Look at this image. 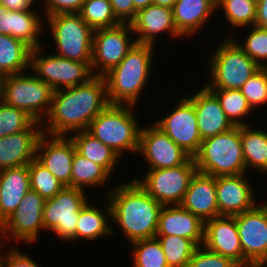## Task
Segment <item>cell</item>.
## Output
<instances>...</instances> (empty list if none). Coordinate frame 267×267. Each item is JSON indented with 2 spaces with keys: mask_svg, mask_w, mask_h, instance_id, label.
<instances>
[{
  "mask_svg": "<svg viewBox=\"0 0 267 267\" xmlns=\"http://www.w3.org/2000/svg\"><path fill=\"white\" fill-rule=\"evenodd\" d=\"M108 105L103 76H94L85 84L56 90L49 113L41 123L43 134L69 137V133L87 130Z\"/></svg>",
  "mask_w": 267,
  "mask_h": 267,
  "instance_id": "1",
  "label": "cell"
},
{
  "mask_svg": "<svg viewBox=\"0 0 267 267\" xmlns=\"http://www.w3.org/2000/svg\"><path fill=\"white\" fill-rule=\"evenodd\" d=\"M109 189L111 222L120 227L130 243L154 238L162 205L131 179Z\"/></svg>",
  "mask_w": 267,
  "mask_h": 267,
  "instance_id": "2",
  "label": "cell"
},
{
  "mask_svg": "<svg viewBox=\"0 0 267 267\" xmlns=\"http://www.w3.org/2000/svg\"><path fill=\"white\" fill-rule=\"evenodd\" d=\"M154 47L135 43L124 59L103 75L109 104L136 106L139 103L152 72Z\"/></svg>",
  "mask_w": 267,
  "mask_h": 267,
  "instance_id": "3",
  "label": "cell"
},
{
  "mask_svg": "<svg viewBox=\"0 0 267 267\" xmlns=\"http://www.w3.org/2000/svg\"><path fill=\"white\" fill-rule=\"evenodd\" d=\"M134 105L109 104L88 126L87 132L114 150L120 157L124 152L137 153L140 123Z\"/></svg>",
  "mask_w": 267,
  "mask_h": 267,
  "instance_id": "4",
  "label": "cell"
},
{
  "mask_svg": "<svg viewBox=\"0 0 267 267\" xmlns=\"http://www.w3.org/2000/svg\"><path fill=\"white\" fill-rule=\"evenodd\" d=\"M197 172L210 176L247 173L243 157L240 126L202 140L194 157Z\"/></svg>",
  "mask_w": 267,
  "mask_h": 267,
  "instance_id": "5",
  "label": "cell"
},
{
  "mask_svg": "<svg viewBox=\"0 0 267 267\" xmlns=\"http://www.w3.org/2000/svg\"><path fill=\"white\" fill-rule=\"evenodd\" d=\"M212 53L209 55V74L207 73L210 80L205 83L210 90H240L260 69L231 37L226 36Z\"/></svg>",
  "mask_w": 267,
  "mask_h": 267,
  "instance_id": "6",
  "label": "cell"
},
{
  "mask_svg": "<svg viewBox=\"0 0 267 267\" xmlns=\"http://www.w3.org/2000/svg\"><path fill=\"white\" fill-rule=\"evenodd\" d=\"M51 39L56 48L55 55L68 60L91 63L94 30L78 13L47 16Z\"/></svg>",
  "mask_w": 267,
  "mask_h": 267,
  "instance_id": "7",
  "label": "cell"
},
{
  "mask_svg": "<svg viewBox=\"0 0 267 267\" xmlns=\"http://www.w3.org/2000/svg\"><path fill=\"white\" fill-rule=\"evenodd\" d=\"M45 47L31 51L30 70L54 91L85 84L94 77L91 63L68 60L53 53L45 55Z\"/></svg>",
  "mask_w": 267,
  "mask_h": 267,
  "instance_id": "8",
  "label": "cell"
},
{
  "mask_svg": "<svg viewBox=\"0 0 267 267\" xmlns=\"http://www.w3.org/2000/svg\"><path fill=\"white\" fill-rule=\"evenodd\" d=\"M53 88L34 74L8 75L3 102L25 111L35 121L42 123L50 110Z\"/></svg>",
  "mask_w": 267,
  "mask_h": 267,
  "instance_id": "9",
  "label": "cell"
},
{
  "mask_svg": "<svg viewBox=\"0 0 267 267\" xmlns=\"http://www.w3.org/2000/svg\"><path fill=\"white\" fill-rule=\"evenodd\" d=\"M89 200L86 191L65 186L53 198L47 199L43 207L45 231H51L60 240L76 241V226L80 209Z\"/></svg>",
  "mask_w": 267,
  "mask_h": 267,
  "instance_id": "10",
  "label": "cell"
},
{
  "mask_svg": "<svg viewBox=\"0 0 267 267\" xmlns=\"http://www.w3.org/2000/svg\"><path fill=\"white\" fill-rule=\"evenodd\" d=\"M143 178H132L162 206L180 205L189 187L191 178L197 172L196 162L191 158L187 163L174 168L147 169Z\"/></svg>",
  "mask_w": 267,
  "mask_h": 267,
  "instance_id": "11",
  "label": "cell"
},
{
  "mask_svg": "<svg viewBox=\"0 0 267 267\" xmlns=\"http://www.w3.org/2000/svg\"><path fill=\"white\" fill-rule=\"evenodd\" d=\"M43 199L30 189L21 200L18 208L0 225V239L7 242L36 243L43 224Z\"/></svg>",
  "mask_w": 267,
  "mask_h": 267,
  "instance_id": "12",
  "label": "cell"
},
{
  "mask_svg": "<svg viewBox=\"0 0 267 267\" xmlns=\"http://www.w3.org/2000/svg\"><path fill=\"white\" fill-rule=\"evenodd\" d=\"M133 34L129 23L94 30L91 59L94 76H103L124 59L136 43Z\"/></svg>",
  "mask_w": 267,
  "mask_h": 267,
  "instance_id": "13",
  "label": "cell"
},
{
  "mask_svg": "<svg viewBox=\"0 0 267 267\" xmlns=\"http://www.w3.org/2000/svg\"><path fill=\"white\" fill-rule=\"evenodd\" d=\"M233 216L243 252V267L267 266V202Z\"/></svg>",
  "mask_w": 267,
  "mask_h": 267,
  "instance_id": "14",
  "label": "cell"
},
{
  "mask_svg": "<svg viewBox=\"0 0 267 267\" xmlns=\"http://www.w3.org/2000/svg\"><path fill=\"white\" fill-rule=\"evenodd\" d=\"M157 121L154 124L192 158L198 154L202 139L198 130L194 104L187 95L178 100L169 115Z\"/></svg>",
  "mask_w": 267,
  "mask_h": 267,
  "instance_id": "15",
  "label": "cell"
},
{
  "mask_svg": "<svg viewBox=\"0 0 267 267\" xmlns=\"http://www.w3.org/2000/svg\"><path fill=\"white\" fill-rule=\"evenodd\" d=\"M151 124L141 128L137 151L138 155L144 156L148 169L174 168L192 158L154 123Z\"/></svg>",
  "mask_w": 267,
  "mask_h": 267,
  "instance_id": "16",
  "label": "cell"
},
{
  "mask_svg": "<svg viewBox=\"0 0 267 267\" xmlns=\"http://www.w3.org/2000/svg\"><path fill=\"white\" fill-rule=\"evenodd\" d=\"M75 151L70 137L42 134L36 146V159L65 186L71 187V168Z\"/></svg>",
  "mask_w": 267,
  "mask_h": 267,
  "instance_id": "17",
  "label": "cell"
},
{
  "mask_svg": "<svg viewBox=\"0 0 267 267\" xmlns=\"http://www.w3.org/2000/svg\"><path fill=\"white\" fill-rule=\"evenodd\" d=\"M245 176H248L247 173L216 176V196L220 216L233 217L258 204L253 195L251 181Z\"/></svg>",
  "mask_w": 267,
  "mask_h": 267,
  "instance_id": "18",
  "label": "cell"
},
{
  "mask_svg": "<svg viewBox=\"0 0 267 267\" xmlns=\"http://www.w3.org/2000/svg\"><path fill=\"white\" fill-rule=\"evenodd\" d=\"M203 246L243 267V252L234 217L220 216L204 222Z\"/></svg>",
  "mask_w": 267,
  "mask_h": 267,
  "instance_id": "19",
  "label": "cell"
},
{
  "mask_svg": "<svg viewBox=\"0 0 267 267\" xmlns=\"http://www.w3.org/2000/svg\"><path fill=\"white\" fill-rule=\"evenodd\" d=\"M130 24L136 43L155 46L156 38L163 33L169 34L171 38H183L175 27L173 9L160 5L150 4L139 10Z\"/></svg>",
  "mask_w": 267,
  "mask_h": 267,
  "instance_id": "20",
  "label": "cell"
},
{
  "mask_svg": "<svg viewBox=\"0 0 267 267\" xmlns=\"http://www.w3.org/2000/svg\"><path fill=\"white\" fill-rule=\"evenodd\" d=\"M42 134L41 123L34 120L25 130L0 138V170L24 166L34 160Z\"/></svg>",
  "mask_w": 267,
  "mask_h": 267,
  "instance_id": "21",
  "label": "cell"
},
{
  "mask_svg": "<svg viewBox=\"0 0 267 267\" xmlns=\"http://www.w3.org/2000/svg\"><path fill=\"white\" fill-rule=\"evenodd\" d=\"M194 104L201 139L229 131L234 126L227 119L216 95L205 85L187 96Z\"/></svg>",
  "mask_w": 267,
  "mask_h": 267,
  "instance_id": "22",
  "label": "cell"
},
{
  "mask_svg": "<svg viewBox=\"0 0 267 267\" xmlns=\"http://www.w3.org/2000/svg\"><path fill=\"white\" fill-rule=\"evenodd\" d=\"M156 235L188 238L197 246H202L204 222L181 205H165L159 213Z\"/></svg>",
  "mask_w": 267,
  "mask_h": 267,
  "instance_id": "23",
  "label": "cell"
},
{
  "mask_svg": "<svg viewBox=\"0 0 267 267\" xmlns=\"http://www.w3.org/2000/svg\"><path fill=\"white\" fill-rule=\"evenodd\" d=\"M180 205L203 222L220 217L217 206L216 177L196 172L190 180Z\"/></svg>",
  "mask_w": 267,
  "mask_h": 267,
  "instance_id": "24",
  "label": "cell"
},
{
  "mask_svg": "<svg viewBox=\"0 0 267 267\" xmlns=\"http://www.w3.org/2000/svg\"><path fill=\"white\" fill-rule=\"evenodd\" d=\"M30 190L28 164L0 170V225Z\"/></svg>",
  "mask_w": 267,
  "mask_h": 267,
  "instance_id": "25",
  "label": "cell"
},
{
  "mask_svg": "<svg viewBox=\"0 0 267 267\" xmlns=\"http://www.w3.org/2000/svg\"><path fill=\"white\" fill-rule=\"evenodd\" d=\"M172 9L175 27L184 38L201 31L217 10L216 0H177Z\"/></svg>",
  "mask_w": 267,
  "mask_h": 267,
  "instance_id": "26",
  "label": "cell"
},
{
  "mask_svg": "<svg viewBox=\"0 0 267 267\" xmlns=\"http://www.w3.org/2000/svg\"><path fill=\"white\" fill-rule=\"evenodd\" d=\"M106 204V205H105ZM104 210L99 209L96 204H90L89 200L80 209L76 226V240L85 239L87 241L98 240L103 236H113L115 233L113 226L108 221L111 219V207L105 198ZM105 211V212H104ZM110 223V224H109Z\"/></svg>",
  "mask_w": 267,
  "mask_h": 267,
  "instance_id": "27",
  "label": "cell"
},
{
  "mask_svg": "<svg viewBox=\"0 0 267 267\" xmlns=\"http://www.w3.org/2000/svg\"><path fill=\"white\" fill-rule=\"evenodd\" d=\"M69 137L79 154L102 166L111 175L121 158L114 150L86 130L72 133Z\"/></svg>",
  "mask_w": 267,
  "mask_h": 267,
  "instance_id": "28",
  "label": "cell"
},
{
  "mask_svg": "<svg viewBox=\"0 0 267 267\" xmlns=\"http://www.w3.org/2000/svg\"><path fill=\"white\" fill-rule=\"evenodd\" d=\"M240 137L247 174L249 168L264 173L267 169V130L240 126Z\"/></svg>",
  "mask_w": 267,
  "mask_h": 267,
  "instance_id": "29",
  "label": "cell"
},
{
  "mask_svg": "<svg viewBox=\"0 0 267 267\" xmlns=\"http://www.w3.org/2000/svg\"><path fill=\"white\" fill-rule=\"evenodd\" d=\"M31 51L24 42L11 35L0 34V71L7 75L27 72Z\"/></svg>",
  "mask_w": 267,
  "mask_h": 267,
  "instance_id": "30",
  "label": "cell"
},
{
  "mask_svg": "<svg viewBox=\"0 0 267 267\" xmlns=\"http://www.w3.org/2000/svg\"><path fill=\"white\" fill-rule=\"evenodd\" d=\"M111 175L100 165L85 158L77 151L74 153L71 168V187L86 190V187H101L108 183Z\"/></svg>",
  "mask_w": 267,
  "mask_h": 267,
  "instance_id": "31",
  "label": "cell"
},
{
  "mask_svg": "<svg viewBox=\"0 0 267 267\" xmlns=\"http://www.w3.org/2000/svg\"><path fill=\"white\" fill-rule=\"evenodd\" d=\"M42 17L43 15L36 10L14 11L13 37L24 42L32 50L43 46L39 37L46 24H43Z\"/></svg>",
  "mask_w": 267,
  "mask_h": 267,
  "instance_id": "32",
  "label": "cell"
},
{
  "mask_svg": "<svg viewBox=\"0 0 267 267\" xmlns=\"http://www.w3.org/2000/svg\"><path fill=\"white\" fill-rule=\"evenodd\" d=\"M211 91L216 95L227 119L233 126L250 125L249 122L243 120L254 110L241 90L223 89Z\"/></svg>",
  "mask_w": 267,
  "mask_h": 267,
  "instance_id": "33",
  "label": "cell"
},
{
  "mask_svg": "<svg viewBox=\"0 0 267 267\" xmlns=\"http://www.w3.org/2000/svg\"><path fill=\"white\" fill-rule=\"evenodd\" d=\"M169 267H187L197 245L188 238L175 235H156Z\"/></svg>",
  "mask_w": 267,
  "mask_h": 267,
  "instance_id": "34",
  "label": "cell"
},
{
  "mask_svg": "<svg viewBox=\"0 0 267 267\" xmlns=\"http://www.w3.org/2000/svg\"><path fill=\"white\" fill-rule=\"evenodd\" d=\"M257 0H217L216 9H223L227 22L236 28L254 26ZM236 27V28H235Z\"/></svg>",
  "mask_w": 267,
  "mask_h": 267,
  "instance_id": "35",
  "label": "cell"
},
{
  "mask_svg": "<svg viewBox=\"0 0 267 267\" xmlns=\"http://www.w3.org/2000/svg\"><path fill=\"white\" fill-rule=\"evenodd\" d=\"M78 14L93 30L119 25L109 0H85Z\"/></svg>",
  "mask_w": 267,
  "mask_h": 267,
  "instance_id": "36",
  "label": "cell"
},
{
  "mask_svg": "<svg viewBox=\"0 0 267 267\" xmlns=\"http://www.w3.org/2000/svg\"><path fill=\"white\" fill-rule=\"evenodd\" d=\"M133 267H169L159 240L154 237L131 243Z\"/></svg>",
  "mask_w": 267,
  "mask_h": 267,
  "instance_id": "37",
  "label": "cell"
},
{
  "mask_svg": "<svg viewBox=\"0 0 267 267\" xmlns=\"http://www.w3.org/2000/svg\"><path fill=\"white\" fill-rule=\"evenodd\" d=\"M30 189L36 191L43 199L53 198L65 185L57 179L36 158L28 164Z\"/></svg>",
  "mask_w": 267,
  "mask_h": 267,
  "instance_id": "38",
  "label": "cell"
},
{
  "mask_svg": "<svg viewBox=\"0 0 267 267\" xmlns=\"http://www.w3.org/2000/svg\"><path fill=\"white\" fill-rule=\"evenodd\" d=\"M250 32L247 33L242 42H238L236 38L232 36V30L228 33V37H231L237 45L244 51V53L251 58L260 68H267V30L250 26ZM244 42V44H242ZM240 43V44H239Z\"/></svg>",
  "mask_w": 267,
  "mask_h": 267,
  "instance_id": "39",
  "label": "cell"
},
{
  "mask_svg": "<svg viewBox=\"0 0 267 267\" xmlns=\"http://www.w3.org/2000/svg\"><path fill=\"white\" fill-rule=\"evenodd\" d=\"M33 121L25 111L0 102V138L25 130Z\"/></svg>",
  "mask_w": 267,
  "mask_h": 267,
  "instance_id": "40",
  "label": "cell"
},
{
  "mask_svg": "<svg viewBox=\"0 0 267 267\" xmlns=\"http://www.w3.org/2000/svg\"><path fill=\"white\" fill-rule=\"evenodd\" d=\"M240 90L253 110L267 104V68H260Z\"/></svg>",
  "mask_w": 267,
  "mask_h": 267,
  "instance_id": "41",
  "label": "cell"
},
{
  "mask_svg": "<svg viewBox=\"0 0 267 267\" xmlns=\"http://www.w3.org/2000/svg\"><path fill=\"white\" fill-rule=\"evenodd\" d=\"M187 267H240L232 259L198 246Z\"/></svg>",
  "mask_w": 267,
  "mask_h": 267,
  "instance_id": "42",
  "label": "cell"
},
{
  "mask_svg": "<svg viewBox=\"0 0 267 267\" xmlns=\"http://www.w3.org/2000/svg\"><path fill=\"white\" fill-rule=\"evenodd\" d=\"M45 16L56 14L78 13L85 0H43Z\"/></svg>",
  "mask_w": 267,
  "mask_h": 267,
  "instance_id": "43",
  "label": "cell"
},
{
  "mask_svg": "<svg viewBox=\"0 0 267 267\" xmlns=\"http://www.w3.org/2000/svg\"><path fill=\"white\" fill-rule=\"evenodd\" d=\"M4 267H41L28 254L23 253L18 247L10 246L5 252Z\"/></svg>",
  "mask_w": 267,
  "mask_h": 267,
  "instance_id": "44",
  "label": "cell"
},
{
  "mask_svg": "<svg viewBox=\"0 0 267 267\" xmlns=\"http://www.w3.org/2000/svg\"><path fill=\"white\" fill-rule=\"evenodd\" d=\"M116 18L121 23H131L136 17L133 0H109Z\"/></svg>",
  "mask_w": 267,
  "mask_h": 267,
  "instance_id": "45",
  "label": "cell"
},
{
  "mask_svg": "<svg viewBox=\"0 0 267 267\" xmlns=\"http://www.w3.org/2000/svg\"><path fill=\"white\" fill-rule=\"evenodd\" d=\"M14 11L7 10L0 5V34L11 35L13 37Z\"/></svg>",
  "mask_w": 267,
  "mask_h": 267,
  "instance_id": "46",
  "label": "cell"
},
{
  "mask_svg": "<svg viewBox=\"0 0 267 267\" xmlns=\"http://www.w3.org/2000/svg\"><path fill=\"white\" fill-rule=\"evenodd\" d=\"M36 0H0V5L10 11H34L32 6Z\"/></svg>",
  "mask_w": 267,
  "mask_h": 267,
  "instance_id": "47",
  "label": "cell"
},
{
  "mask_svg": "<svg viewBox=\"0 0 267 267\" xmlns=\"http://www.w3.org/2000/svg\"><path fill=\"white\" fill-rule=\"evenodd\" d=\"M254 25L267 30V0H257Z\"/></svg>",
  "mask_w": 267,
  "mask_h": 267,
  "instance_id": "48",
  "label": "cell"
},
{
  "mask_svg": "<svg viewBox=\"0 0 267 267\" xmlns=\"http://www.w3.org/2000/svg\"><path fill=\"white\" fill-rule=\"evenodd\" d=\"M133 3L137 12L139 10L145 9L150 4H153L152 0H133Z\"/></svg>",
  "mask_w": 267,
  "mask_h": 267,
  "instance_id": "49",
  "label": "cell"
},
{
  "mask_svg": "<svg viewBox=\"0 0 267 267\" xmlns=\"http://www.w3.org/2000/svg\"><path fill=\"white\" fill-rule=\"evenodd\" d=\"M7 76L8 75L6 73L0 71V102H2L4 98V90Z\"/></svg>",
  "mask_w": 267,
  "mask_h": 267,
  "instance_id": "50",
  "label": "cell"
},
{
  "mask_svg": "<svg viewBox=\"0 0 267 267\" xmlns=\"http://www.w3.org/2000/svg\"><path fill=\"white\" fill-rule=\"evenodd\" d=\"M177 0H152L153 4L172 9Z\"/></svg>",
  "mask_w": 267,
  "mask_h": 267,
  "instance_id": "51",
  "label": "cell"
},
{
  "mask_svg": "<svg viewBox=\"0 0 267 267\" xmlns=\"http://www.w3.org/2000/svg\"><path fill=\"white\" fill-rule=\"evenodd\" d=\"M7 243L0 239V267H4L5 264V252L1 251L7 247ZM2 248V249H1ZM3 252V253H2Z\"/></svg>",
  "mask_w": 267,
  "mask_h": 267,
  "instance_id": "52",
  "label": "cell"
}]
</instances>
